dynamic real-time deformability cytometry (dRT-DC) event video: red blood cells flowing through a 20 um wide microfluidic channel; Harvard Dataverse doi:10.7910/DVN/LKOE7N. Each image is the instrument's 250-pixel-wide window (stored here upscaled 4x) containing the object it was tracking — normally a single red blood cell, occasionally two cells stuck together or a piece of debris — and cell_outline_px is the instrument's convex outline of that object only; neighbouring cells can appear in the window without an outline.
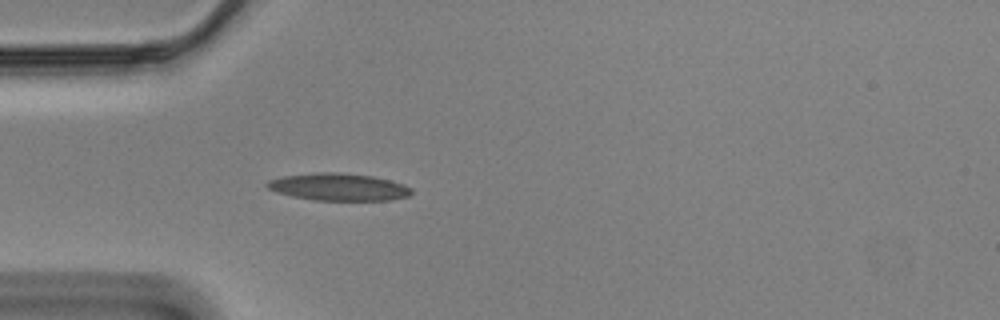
{"species": "Egyptian fruit bat (a non-hibernating species)", "species_latin": "Rousettus aegyptiacus", "temperature_condition": "cold", "stored_images_in_passage": 42, "segment_of_instrument_passage": [1, 2], "camera_frame_rate_fps": 3000, "um_per_image_px": 0.085, "animal": {"sex": "male"}, "frame": {"image": 1, "passage_image": 1, "time_ms": 0.0, "image_size_px": [1000, 320], "cell_outline_px": [[412, 192], [408, 196], [388, 200], [312, 200], [292, 196], [276, 192], [268, 188], [264, 184], [268, 180], [284, 176], [316, 172], [336, 172], [372, 176], [404, 184], [412, 188]], "centroid_in_image_um": [28.75, 15.89], "position_along_channel_um": 56.3, "area_um2": 22.89}}
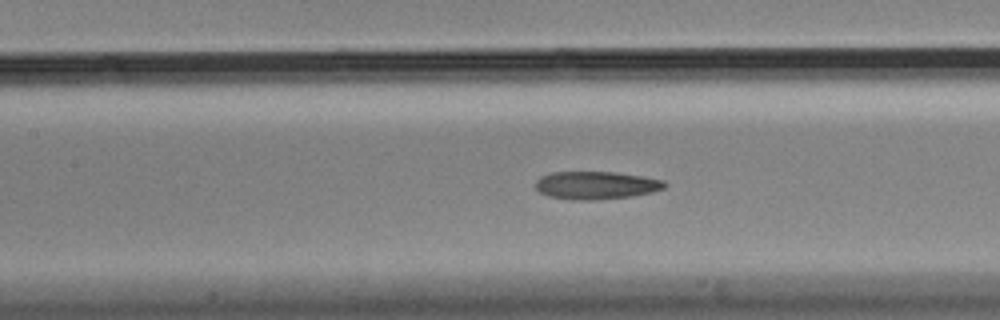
{"frame": {"image": 2, "passage_image": 10, "time_ms": 3.0, "image_size_px": [1000, 320], "cell_outline_px": [[668, 184], [664, 188], [652, 192], [632, 196], [592, 200], [572, 200], [548, 196], [540, 192], [536, 188], [536, 180], [540, 176], [552, 172], [612, 172], [640, 176], [664, 180]], "centroid_in_image_um": [50.65, 15.75], "position_along_channel_um": 156.7, "area_um2": 20.92}}
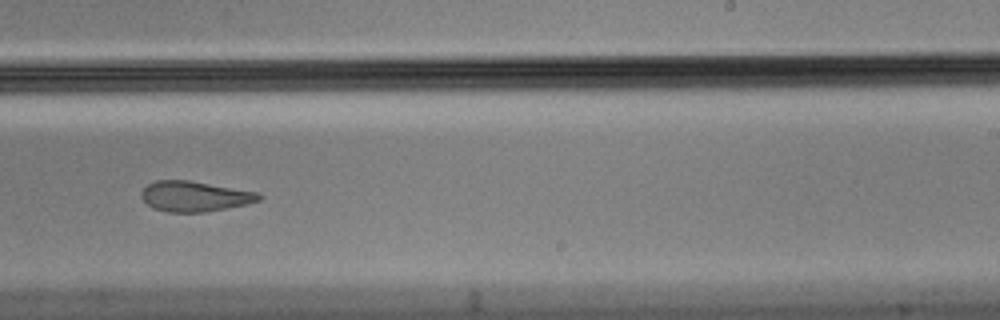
{"frame": {"image": 3, "passage_image": 20, "time_ms": 6.333, "image_size_px": [1000, 320], "cell_outline_px": [[260, 200], [248, 204], [204, 212], [168, 212], [152, 208], [140, 196], [140, 192], [148, 184], [156, 180], [188, 180], [256, 192], [260, 196]], "centroid_in_image_um": [16.5, 16.69], "position_along_channel_um": 272.5, "area_um2": 20.58}}